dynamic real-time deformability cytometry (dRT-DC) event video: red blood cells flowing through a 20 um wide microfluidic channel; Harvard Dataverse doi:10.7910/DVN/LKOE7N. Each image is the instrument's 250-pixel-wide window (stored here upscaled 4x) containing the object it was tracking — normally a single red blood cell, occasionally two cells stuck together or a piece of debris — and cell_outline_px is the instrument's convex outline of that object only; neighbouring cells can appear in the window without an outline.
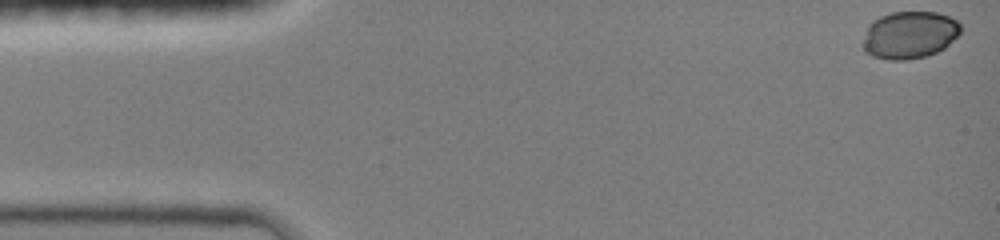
{"species": "common noctule bat (a hibernating species)", "species_latin": "Nyctalus noctula", "temperature_condition": "room temperature", "stored_images_in_passage": 10, "camera_frame_rate_fps": 3000, "um_per_image_px": 0.085, "animal": {"sex": "female", "body_mass_g": 19.0, "forearm_length_mm": 51.5}, "frame": {"image": 1, "passage_image": 1, "time_ms": 0.0, "image_size_px": [1000, 240], "cell_outline_px": [[960, 32], [944, 48], [936, 52], [924, 56], [908, 60], [888, 60], [872, 56], [864, 52], [860, 44], [868, 24], [872, 20], [880, 16], [892, 12], [936, 12], [948, 16], [956, 20], [960, 24]], "centroid_in_image_um": [77.23, 2.97], "position_along_channel_um": 7.8, "area_um2": 27.22}}
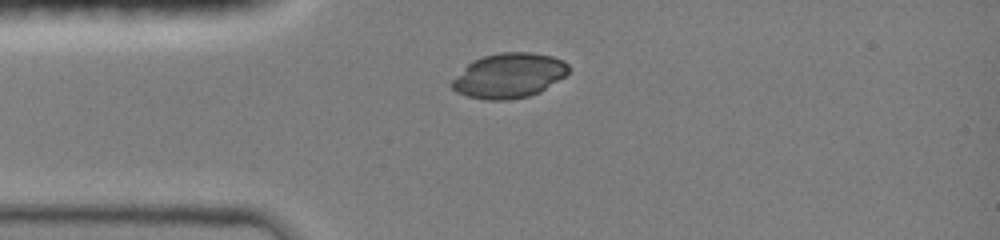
{"frame": {"image": 2, "passage_image": 7, "time_ms": 3.333, "image_size_px": [1000, 240], "cell_outline_px": [[568, 72], [564, 76], [540, 92], [528, 96], [508, 100], [488, 100], [468, 96], [456, 92], [448, 84], [472, 60], [484, 56], [500, 52], [532, 52], [552, 56], [564, 60], [568, 64]], "centroid_in_image_um": [43.25, 6.42], "position_along_channel_um": 41.7, "area_um2": 30.46}}
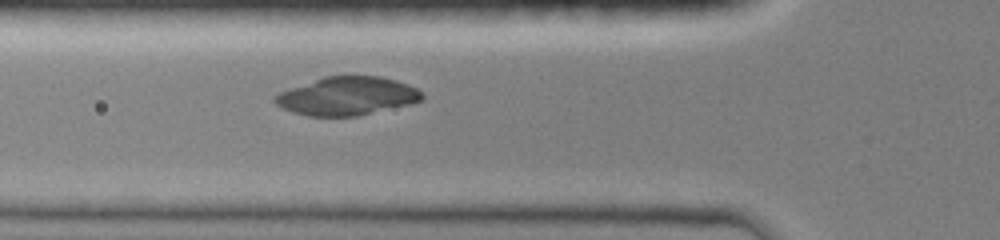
{"frame": {"image": 3, "passage_image": 10, "time_ms": 5.0, "image_size_px": [1000, 240], "cell_outline_px": [[424, 96], [420, 100], [408, 104], [356, 116], [308, 116], [292, 112], [276, 104], [272, 100], [280, 92], [324, 76], [380, 76], [396, 80], [408, 84], [424, 92]], "centroid_in_image_um": [29.51, 8.16], "position_along_channel_um": 96.3, "area_um2": 32.54}}